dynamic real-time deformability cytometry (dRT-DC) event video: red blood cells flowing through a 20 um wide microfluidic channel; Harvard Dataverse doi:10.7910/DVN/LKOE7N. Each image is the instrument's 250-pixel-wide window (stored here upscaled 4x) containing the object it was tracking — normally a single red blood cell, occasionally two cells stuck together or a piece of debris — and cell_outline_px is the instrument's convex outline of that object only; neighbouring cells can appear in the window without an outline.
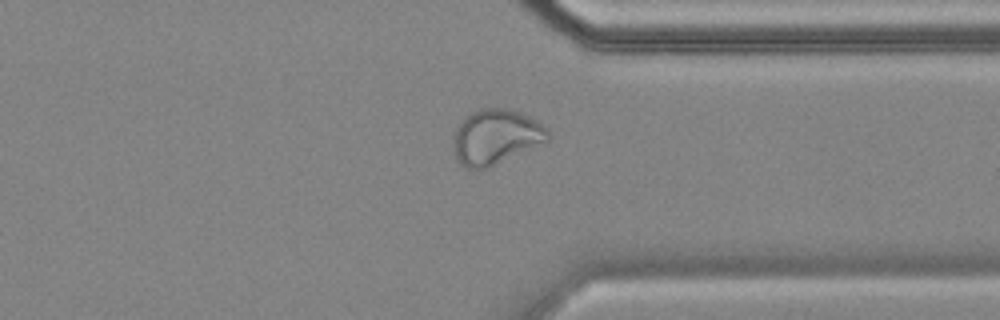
{"species": "common noctule bat (a hibernating species)", "species_latin": "Nyctalus noctula", "temperature_condition": "cold", "stored_images_in_passage": 42, "camera_frame_rate_fps": 3000, "um_per_image_px": 0.085, "animal": {"sex": "female", "body_mass_g": 18.4}, "frame": {"image": 1, "passage_image": 30, "time_ms": 9.667, "image_size_px": [1000, 320], "cell_outline_px": [[548, 140], [488, 168], [464, 168], [456, 160], [456, 124], [464, 116], [480, 108], [504, 108], [520, 112], [544, 124], [548, 128]], "centroid_in_image_um": [42.14, 11.61], "position_along_channel_um": 369.3, "area_um2": 29.94}, "authors_computed_cell_mechanics": {"area_um2": 28.4087, "velocity_mm_per_s": 3.5145, "shape_relaxation_time_tau1_ms": null, "shape_relaxation_time_tau2_ms": 1.9293, "deformation_change_tau1": null, "deformation_change_tau2": 0.0691}}